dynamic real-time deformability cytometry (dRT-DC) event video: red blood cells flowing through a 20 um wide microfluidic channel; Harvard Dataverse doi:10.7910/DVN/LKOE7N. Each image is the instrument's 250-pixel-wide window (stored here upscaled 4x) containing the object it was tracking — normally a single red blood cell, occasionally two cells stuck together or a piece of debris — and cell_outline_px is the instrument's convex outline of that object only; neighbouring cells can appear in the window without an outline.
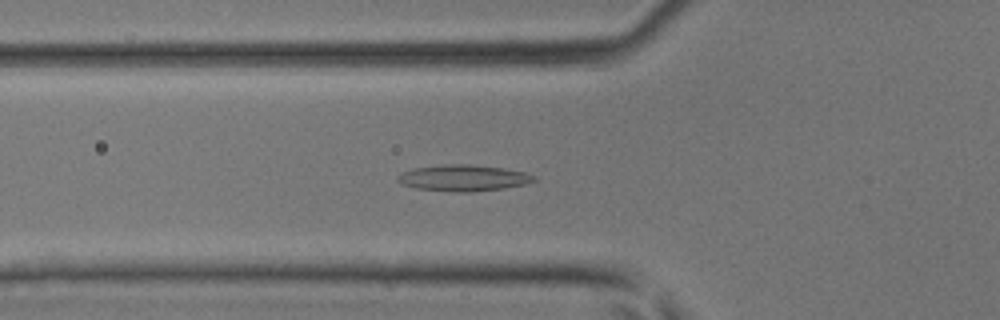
{"species": "common noctule bat (a hibernating species)", "species_latin": "Nyctalus noctula", "temperature_condition": "room temperature", "stored_images_in_passage": 42, "camera_frame_rate_fps": 3000, "um_per_image_px": 0.085, "animal": {"sex": "male", "body_mass_g": 17.9, "forearm_length_mm": 54.2}, "frame": {"image": 1, "passage_image": 13, "time_ms": 4.0, "image_size_px": [1000, 320], "cell_outline_px": [[536, 180], [524, 184], [504, 188], [472, 192], [456, 192], [416, 188], [400, 184], [396, 180], [396, 176], [404, 172], [416, 168], [444, 164], [468, 164], [504, 168], [524, 172], [536, 176]], "centroid_in_image_um": [39.38, 15.13], "position_along_channel_um": 86.4, "area_um2": 20.81}}
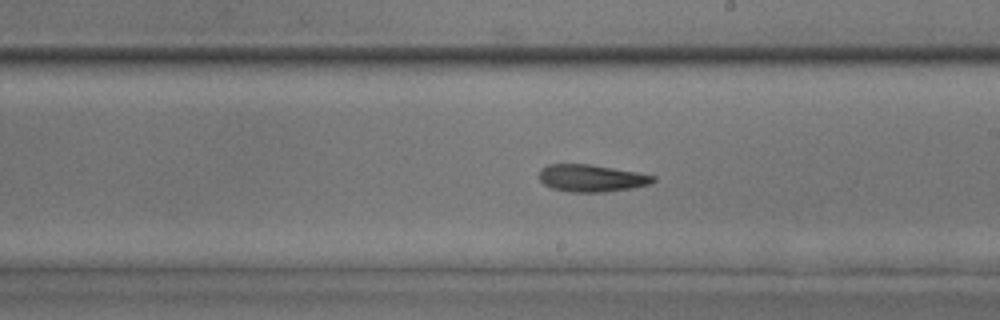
{"frame": {"image": 2, "passage_image": 23, "time_ms": 7.333, "image_size_px": [1000, 320], "cell_outline_px": [[656, 180], [648, 184], [632, 188], [604, 192], [572, 192], [552, 188], [544, 184], [540, 180], [540, 168], [548, 164], [588, 164], [636, 172], [656, 176]], "centroid_in_image_um": [50.26, 15.14], "position_along_channel_um": 238.7, "area_um2": 17.92}}
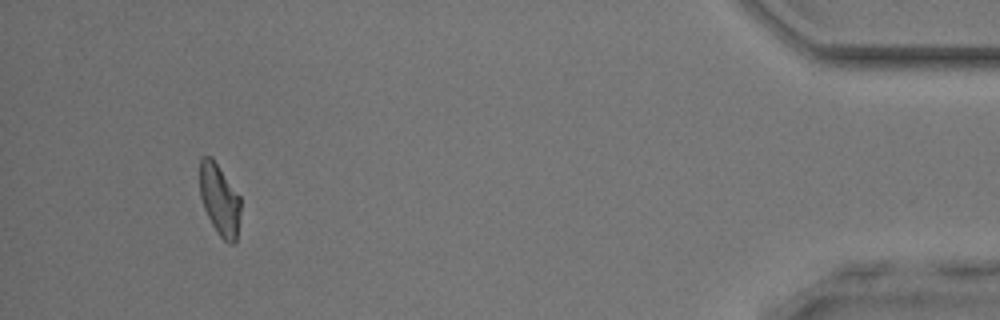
{"frame": {"image": 3, "passage_image": 39, "time_ms": 12.667, "image_size_px": [1000, 320], "cell_outline_px": [[240, 212], [236, 240], [232, 244], [228, 244], [216, 232], [204, 208], [200, 196], [200, 160], [204, 156], [212, 156], [240, 196]], "centroid_in_image_um": [18.66, 16.97], "position_along_channel_um": 416.5, "area_um2": 16.94}}